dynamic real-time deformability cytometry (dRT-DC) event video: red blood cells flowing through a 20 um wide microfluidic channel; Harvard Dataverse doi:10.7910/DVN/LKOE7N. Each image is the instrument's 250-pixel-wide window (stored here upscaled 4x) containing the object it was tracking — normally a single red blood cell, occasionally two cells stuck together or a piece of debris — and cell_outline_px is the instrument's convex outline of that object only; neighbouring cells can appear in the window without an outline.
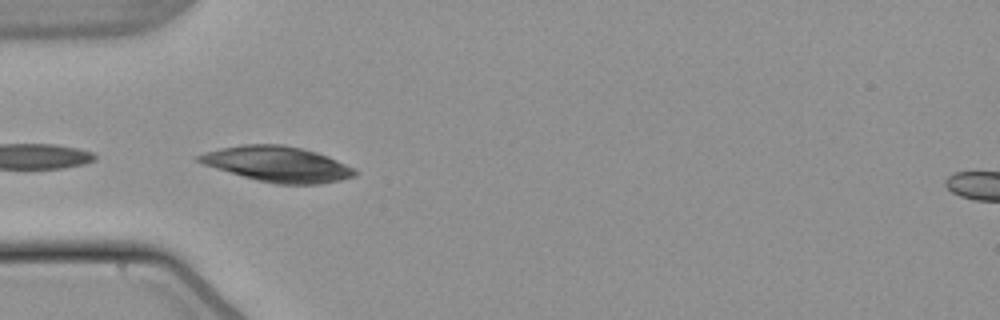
{"species": "common noctule bat (a hibernating species)", "species_latin": "Nyctalus noctula", "temperature_condition": "warm", "stored_images_in_passage": 11, "camera_frame_rate_fps": 3000, "um_per_image_px": 0.085, "animal": {"sex": "male", "body_mass_g": 21.5, "forearm_length_mm": 52.0}, "frame": {"image": 1, "passage_image": 2, "time_ms": 0.333, "image_size_px": [1000, 320], "cell_outline_px": [[356, 176], [340, 180], [320, 184], [276, 184], [256, 180], [216, 168], [204, 164], [196, 160], [196, 156], [208, 152], [224, 148], [244, 144], [280, 144], [300, 148], [316, 152], [328, 156], [356, 168]], "centroid_in_image_um": [23.65, 13.96], "position_along_channel_um": 61.4, "area_um2": 31.91}}